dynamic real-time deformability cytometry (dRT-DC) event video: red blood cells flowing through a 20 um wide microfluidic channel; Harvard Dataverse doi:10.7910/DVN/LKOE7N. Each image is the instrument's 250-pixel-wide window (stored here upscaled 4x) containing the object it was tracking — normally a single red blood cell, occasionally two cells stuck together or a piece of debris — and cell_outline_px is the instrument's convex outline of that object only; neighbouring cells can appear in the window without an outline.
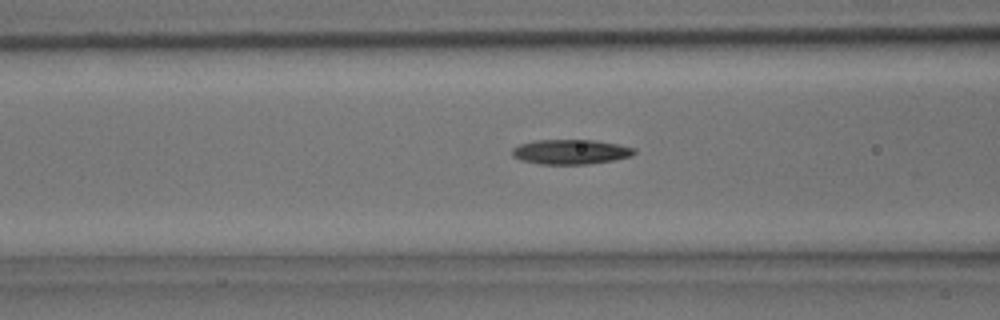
{"species": "common noctule bat (a hibernating species)", "species_latin": "Nyctalus noctula", "temperature_condition": "room temperature", "stored_images_in_passage": 25, "camera_frame_rate_fps": 3000, "um_per_image_px": 0.085, "animal": {"sex": "male", "body_mass_g": 15.6}, "frame": {"image": 1, "passage_image": 8, "time_ms": 2.333, "image_size_px": [1000, 320], "cell_outline_px": [[636, 152], [632, 156], [616, 160], [588, 164], [540, 164], [520, 160], [512, 156], [512, 148], [520, 144], [536, 140], [596, 140], [636, 148]], "centroid_in_image_um": [48.52, 12.91], "position_along_channel_um": 118.1, "area_um2": 17.74}}